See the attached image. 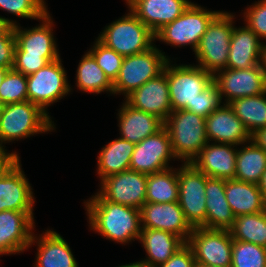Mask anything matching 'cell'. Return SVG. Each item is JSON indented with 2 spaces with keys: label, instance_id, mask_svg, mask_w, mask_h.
I'll list each match as a JSON object with an SVG mask.
<instances>
[{
  "label": "cell",
  "instance_id": "17",
  "mask_svg": "<svg viewBox=\"0 0 266 267\" xmlns=\"http://www.w3.org/2000/svg\"><path fill=\"white\" fill-rule=\"evenodd\" d=\"M141 211V228L171 232L187 243L193 227L185 218L178 201L170 203H145Z\"/></svg>",
  "mask_w": 266,
  "mask_h": 267
},
{
  "label": "cell",
  "instance_id": "6",
  "mask_svg": "<svg viewBox=\"0 0 266 267\" xmlns=\"http://www.w3.org/2000/svg\"><path fill=\"white\" fill-rule=\"evenodd\" d=\"M169 59L155 44L149 50L124 57L113 82V95L124 94L126 98L144 83L160 75Z\"/></svg>",
  "mask_w": 266,
  "mask_h": 267
},
{
  "label": "cell",
  "instance_id": "51",
  "mask_svg": "<svg viewBox=\"0 0 266 267\" xmlns=\"http://www.w3.org/2000/svg\"><path fill=\"white\" fill-rule=\"evenodd\" d=\"M4 106H5V104H4L3 101L0 99V116L2 115Z\"/></svg>",
  "mask_w": 266,
  "mask_h": 267
},
{
  "label": "cell",
  "instance_id": "52",
  "mask_svg": "<svg viewBox=\"0 0 266 267\" xmlns=\"http://www.w3.org/2000/svg\"><path fill=\"white\" fill-rule=\"evenodd\" d=\"M202 267H219V266H202Z\"/></svg>",
  "mask_w": 266,
  "mask_h": 267
},
{
  "label": "cell",
  "instance_id": "35",
  "mask_svg": "<svg viewBox=\"0 0 266 267\" xmlns=\"http://www.w3.org/2000/svg\"><path fill=\"white\" fill-rule=\"evenodd\" d=\"M231 267H266V247L233 240Z\"/></svg>",
  "mask_w": 266,
  "mask_h": 267
},
{
  "label": "cell",
  "instance_id": "49",
  "mask_svg": "<svg viewBox=\"0 0 266 267\" xmlns=\"http://www.w3.org/2000/svg\"><path fill=\"white\" fill-rule=\"evenodd\" d=\"M10 70V68H4V67H0V85L3 82L7 72Z\"/></svg>",
  "mask_w": 266,
  "mask_h": 267
},
{
  "label": "cell",
  "instance_id": "36",
  "mask_svg": "<svg viewBox=\"0 0 266 267\" xmlns=\"http://www.w3.org/2000/svg\"><path fill=\"white\" fill-rule=\"evenodd\" d=\"M0 99L5 105L28 101L26 76L10 69L0 85Z\"/></svg>",
  "mask_w": 266,
  "mask_h": 267
},
{
  "label": "cell",
  "instance_id": "23",
  "mask_svg": "<svg viewBox=\"0 0 266 267\" xmlns=\"http://www.w3.org/2000/svg\"><path fill=\"white\" fill-rule=\"evenodd\" d=\"M37 238L33 233L31 247L37 244L34 267H78V263L65 239L56 231L45 230Z\"/></svg>",
  "mask_w": 266,
  "mask_h": 267
},
{
  "label": "cell",
  "instance_id": "19",
  "mask_svg": "<svg viewBox=\"0 0 266 267\" xmlns=\"http://www.w3.org/2000/svg\"><path fill=\"white\" fill-rule=\"evenodd\" d=\"M130 10L154 34L179 17L189 0H125Z\"/></svg>",
  "mask_w": 266,
  "mask_h": 267
},
{
  "label": "cell",
  "instance_id": "38",
  "mask_svg": "<svg viewBox=\"0 0 266 267\" xmlns=\"http://www.w3.org/2000/svg\"><path fill=\"white\" fill-rule=\"evenodd\" d=\"M0 9L23 19L37 21L48 12L44 0H0Z\"/></svg>",
  "mask_w": 266,
  "mask_h": 267
},
{
  "label": "cell",
  "instance_id": "14",
  "mask_svg": "<svg viewBox=\"0 0 266 267\" xmlns=\"http://www.w3.org/2000/svg\"><path fill=\"white\" fill-rule=\"evenodd\" d=\"M147 174L126 170L106 177L98 193L107 201L136 209L146 203Z\"/></svg>",
  "mask_w": 266,
  "mask_h": 267
},
{
  "label": "cell",
  "instance_id": "46",
  "mask_svg": "<svg viewBox=\"0 0 266 267\" xmlns=\"http://www.w3.org/2000/svg\"><path fill=\"white\" fill-rule=\"evenodd\" d=\"M15 25H17L16 21L0 16V36L6 34Z\"/></svg>",
  "mask_w": 266,
  "mask_h": 267
},
{
  "label": "cell",
  "instance_id": "11",
  "mask_svg": "<svg viewBox=\"0 0 266 267\" xmlns=\"http://www.w3.org/2000/svg\"><path fill=\"white\" fill-rule=\"evenodd\" d=\"M197 267H231L233 239L228 230L195 227L187 241Z\"/></svg>",
  "mask_w": 266,
  "mask_h": 267
},
{
  "label": "cell",
  "instance_id": "22",
  "mask_svg": "<svg viewBox=\"0 0 266 267\" xmlns=\"http://www.w3.org/2000/svg\"><path fill=\"white\" fill-rule=\"evenodd\" d=\"M21 165L20 161L0 179V212L5 210L33 212L35 196Z\"/></svg>",
  "mask_w": 266,
  "mask_h": 267
},
{
  "label": "cell",
  "instance_id": "42",
  "mask_svg": "<svg viewBox=\"0 0 266 267\" xmlns=\"http://www.w3.org/2000/svg\"><path fill=\"white\" fill-rule=\"evenodd\" d=\"M16 41L13 27L0 36V67L13 68Z\"/></svg>",
  "mask_w": 266,
  "mask_h": 267
},
{
  "label": "cell",
  "instance_id": "50",
  "mask_svg": "<svg viewBox=\"0 0 266 267\" xmlns=\"http://www.w3.org/2000/svg\"><path fill=\"white\" fill-rule=\"evenodd\" d=\"M118 267H144L139 261L133 262V263H129V264H125V265H121Z\"/></svg>",
  "mask_w": 266,
  "mask_h": 267
},
{
  "label": "cell",
  "instance_id": "41",
  "mask_svg": "<svg viewBox=\"0 0 266 267\" xmlns=\"http://www.w3.org/2000/svg\"><path fill=\"white\" fill-rule=\"evenodd\" d=\"M49 63L42 55H26V52H14L13 70L29 76Z\"/></svg>",
  "mask_w": 266,
  "mask_h": 267
},
{
  "label": "cell",
  "instance_id": "48",
  "mask_svg": "<svg viewBox=\"0 0 266 267\" xmlns=\"http://www.w3.org/2000/svg\"><path fill=\"white\" fill-rule=\"evenodd\" d=\"M262 65H263V69L266 72V43L263 42V51H262Z\"/></svg>",
  "mask_w": 266,
  "mask_h": 267
},
{
  "label": "cell",
  "instance_id": "9",
  "mask_svg": "<svg viewBox=\"0 0 266 267\" xmlns=\"http://www.w3.org/2000/svg\"><path fill=\"white\" fill-rule=\"evenodd\" d=\"M167 62V82L172 111L192 105L205 87L213 81V75L196 65Z\"/></svg>",
  "mask_w": 266,
  "mask_h": 267
},
{
  "label": "cell",
  "instance_id": "34",
  "mask_svg": "<svg viewBox=\"0 0 266 267\" xmlns=\"http://www.w3.org/2000/svg\"><path fill=\"white\" fill-rule=\"evenodd\" d=\"M229 231L233 240L266 247V210L235 217L234 224Z\"/></svg>",
  "mask_w": 266,
  "mask_h": 267
},
{
  "label": "cell",
  "instance_id": "30",
  "mask_svg": "<svg viewBox=\"0 0 266 267\" xmlns=\"http://www.w3.org/2000/svg\"><path fill=\"white\" fill-rule=\"evenodd\" d=\"M240 146L237 149L234 179L258 185L266 171V151L252 140Z\"/></svg>",
  "mask_w": 266,
  "mask_h": 267
},
{
  "label": "cell",
  "instance_id": "47",
  "mask_svg": "<svg viewBox=\"0 0 266 267\" xmlns=\"http://www.w3.org/2000/svg\"><path fill=\"white\" fill-rule=\"evenodd\" d=\"M258 186L260 188V191L262 192L263 200L266 204V171L264 172Z\"/></svg>",
  "mask_w": 266,
  "mask_h": 267
},
{
  "label": "cell",
  "instance_id": "39",
  "mask_svg": "<svg viewBox=\"0 0 266 267\" xmlns=\"http://www.w3.org/2000/svg\"><path fill=\"white\" fill-rule=\"evenodd\" d=\"M223 104L217 85L212 81L205 89L198 94L192 105L184 109L207 118L213 111Z\"/></svg>",
  "mask_w": 266,
  "mask_h": 267
},
{
  "label": "cell",
  "instance_id": "37",
  "mask_svg": "<svg viewBox=\"0 0 266 267\" xmlns=\"http://www.w3.org/2000/svg\"><path fill=\"white\" fill-rule=\"evenodd\" d=\"M94 43L88 52L94 57L96 63L113 83L119 74L124 57L113 49L106 47L98 39Z\"/></svg>",
  "mask_w": 266,
  "mask_h": 267
},
{
  "label": "cell",
  "instance_id": "4",
  "mask_svg": "<svg viewBox=\"0 0 266 267\" xmlns=\"http://www.w3.org/2000/svg\"><path fill=\"white\" fill-rule=\"evenodd\" d=\"M234 16L221 10L207 27L194 52L198 66L212 75L227 68Z\"/></svg>",
  "mask_w": 266,
  "mask_h": 267
},
{
  "label": "cell",
  "instance_id": "18",
  "mask_svg": "<svg viewBox=\"0 0 266 267\" xmlns=\"http://www.w3.org/2000/svg\"><path fill=\"white\" fill-rule=\"evenodd\" d=\"M124 100L133 108L153 114L165 122L172 112L167 82V63L160 75L144 83Z\"/></svg>",
  "mask_w": 266,
  "mask_h": 267
},
{
  "label": "cell",
  "instance_id": "44",
  "mask_svg": "<svg viewBox=\"0 0 266 267\" xmlns=\"http://www.w3.org/2000/svg\"><path fill=\"white\" fill-rule=\"evenodd\" d=\"M16 151L11 153L0 147V179L12 170L21 160Z\"/></svg>",
  "mask_w": 266,
  "mask_h": 267
},
{
  "label": "cell",
  "instance_id": "45",
  "mask_svg": "<svg viewBox=\"0 0 266 267\" xmlns=\"http://www.w3.org/2000/svg\"><path fill=\"white\" fill-rule=\"evenodd\" d=\"M251 140L266 151V127L260 128L251 134Z\"/></svg>",
  "mask_w": 266,
  "mask_h": 267
},
{
  "label": "cell",
  "instance_id": "5",
  "mask_svg": "<svg viewBox=\"0 0 266 267\" xmlns=\"http://www.w3.org/2000/svg\"><path fill=\"white\" fill-rule=\"evenodd\" d=\"M100 33L97 39L123 57L149 50L155 42V34L130 10Z\"/></svg>",
  "mask_w": 266,
  "mask_h": 267
},
{
  "label": "cell",
  "instance_id": "29",
  "mask_svg": "<svg viewBox=\"0 0 266 267\" xmlns=\"http://www.w3.org/2000/svg\"><path fill=\"white\" fill-rule=\"evenodd\" d=\"M135 144L117 138L103 146L97 156V174L100 181L106 177L130 169Z\"/></svg>",
  "mask_w": 266,
  "mask_h": 267
},
{
  "label": "cell",
  "instance_id": "16",
  "mask_svg": "<svg viewBox=\"0 0 266 267\" xmlns=\"http://www.w3.org/2000/svg\"><path fill=\"white\" fill-rule=\"evenodd\" d=\"M33 212H0V255L19 254L29 248L35 228Z\"/></svg>",
  "mask_w": 266,
  "mask_h": 267
},
{
  "label": "cell",
  "instance_id": "1",
  "mask_svg": "<svg viewBox=\"0 0 266 267\" xmlns=\"http://www.w3.org/2000/svg\"><path fill=\"white\" fill-rule=\"evenodd\" d=\"M84 205L90 230L124 245L140 239V209L107 201L98 192Z\"/></svg>",
  "mask_w": 266,
  "mask_h": 267
},
{
  "label": "cell",
  "instance_id": "32",
  "mask_svg": "<svg viewBox=\"0 0 266 267\" xmlns=\"http://www.w3.org/2000/svg\"><path fill=\"white\" fill-rule=\"evenodd\" d=\"M179 184L177 169L148 174L146 186L147 203H170L178 201Z\"/></svg>",
  "mask_w": 266,
  "mask_h": 267
},
{
  "label": "cell",
  "instance_id": "26",
  "mask_svg": "<svg viewBox=\"0 0 266 267\" xmlns=\"http://www.w3.org/2000/svg\"><path fill=\"white\" fill-rule=\"evenodd\" d=\"M206 226L211 230H230L235 216L225 195V180L206 176Z\"/></svg>",
  "mask_w": 266,
  "mask_h": 267
},
{
  "label": "cell",
  "instance_id": "43",
  "mask_svg": "<svg viewBox=\"0 0 266 267\" xmlns=\"http://www.w3.org/2000/svg\"><path fill=\"white\" fill-rule=\"evenodd\" d=\"M158 267H197L191 247L185 243L172 257Z\"/></svg>",
  "mask_w": 266,
  "mask_h": 267
},
{
  "label": "cell",
  "instance_id": "21",
  "mask_svg": "<svg viewBox=\"0 0 266 267\" xmlns=\"http://www.w3.org/2000/svg\"><path fill=\"white\" fill-rule=\"evenodd\" d=\"M208 142L239 146L251 141V134L229 104H222L205 118Z\"/></svg>",
  "mask_w": 266,
  "mask_h": 267
},
{
  "label": "cell",
  "instance_id": "40",
  "mask_svg": "<svg viewBox=\"0 0 266 267\" xmlns=\"http://www.w3.org/2000/svg\"><path fill=\"white\" fill-rule=\"evenodd\" d=\"M245 25L261 40H266V0L254 2L243 12Z\"/></svg>",
  "mask_w": 266,
  "mask_h": 267
},
{
  "label": "cell",
  "instance_id": "28",
  "mask_svg": "<svg viewBox=\"0 0 266 267\" xmlns=\"http://www.w3.org/2000/svg\"><path fill=\"white\" fill-rule=\"evenodd\" d=\"M225 195L235 217L266 210L262 192L257 184L225 180Z\"/></svg>",
  "mask_w": 266,
  "mask_h": 267
},
{
  "label": "cell",
  "instance_id": "13",
  "mask_svg": "<svg viewBox=\"0 0 266 267\" xmlns=\"http://www.w3.org/2000/svg\"><path fill=\"white\" fill-rule=\"evenodd\" d=\"M177 159L172 150L170 135L165 126L137 143L131 156L130 170L153 174L172 168L169 161Z\"/></svg>",
  "mask_w": 266,
  "mask_h": 267
},
{
  "label": "cell",
  "instance_id": "31",
  "mask_svg": "<svg viewBox=\"0 0 266 267\" xmlns=\"http://www.w3.org/2000/svg\"><path fill=\"white\" fill-rule=\"evenodd\" d=\"M76 86L82 92L113 94V83L96 63L94 57L86 52L81 58L76 70Z\"/></svg>",
  "mask_w": 266,
  "mask_h": 267
},
{
  "label": "cell",
  "instance_id": "20",
  "mask_svg": "<svg viewBox=\"0 0 266 267\" xmlns=\"http://www.w3.org/2000/svg\"><path fill=\"white\" fill-rule=\"evenodd\" d=\"M236 155V145L208 142L190 163L208 177L230 180L235 178Z\"/></svg>",
  "mask_w": 266,
  "mask_h": 267
},
{
  "label": "cell",
  "instance_id": "33",
  "mask_svg": "<svg viewBox=\"0 0 266 267\" xmlns=\"http://www.w3.org/2000/svg\"><path fill=\"white\" fill-rule=\"evenodd\" d=\"M228 104L250 134L266 127V92L255 96L237 98Z\"/></svg>",
  "mask_w": 266,
  "mask_h": 267
},
{
  "label": "cell",
  "instance_id": "2",
  "mask_svg": "<svg viewBox=\"0 0 266 267\" xmlns=\"http://www.w3.org/2000/svg\"><path fill=\"white\" fill-rule=\"evenodd\" d=\"M55 128L50 115L30 101L6 104L0 116V147Z\"/></svg>",
  "mask_w": 266,
  "mask_h": 267
},
{
  "label": "cell",
  "instance_id": "8",
  "mask_svg": "<svg viewBox=\"0 0 266 267\" xmlns=\"http://www.w3.org/2000/svg\"><path fill=\"white\" fill-rule=\"evenodd\" d=\"M26 78L28 101L39 106L47 114V108L51 104L63 99L72 90L61 58L47 63Z\"/></svg>",
  "mask_w": 266,
  "mask_h": 267
},
{
  "label": "cell",
  "instance_id": "7",
  "mask_svg": "<svg viewBox=\"0 0 266 267\" xmlns=\"http://www.w3.org/2000/svg\"><path fill=\"white\" fill-rule=\"evenodd\" d=\"M221 11H211L193 2L174 21L155 33V40L175 47L191 46L195 52L202 35Z\"/></svg>",
  "mask_w": 266,
  "mask_h": 267
},
{
  "label": "cell",
  "instance_id": "25",
  "mask_svg": "<svg viewBox=\"0 0 266 267\" xmlns=\"http://www.w3.org/2000/svg\"><path fill=\"white\" fill-rule=\"evenodd\" d=\"M118 110L120 138L135 145L164 126V122L157 116L137 110L126 101Z\"/></svg>",
  "mask_w": 266,
  "mask_h": 267
},
{
  "label": "cell",
  "instance_id": "10",
  "mask_svg": "<svg viewBox=\"0 0 266 267\" xmlns=\"http://www.w3.org/2000/svg\"><path fill=\"white\" fill-rule=\"evenodd\" d=\"M179 184L178 204L190 225L206 226V175L191 163H182L177 168Z\"/></svg>",
  "mask_w": 266,
  "mask_h": 267
},
{
  "label": "cell",
  "instance_id": "15",
  "mask_svg": "<svg viewBox=\"0 0 266 267\" xmlns=\"http://www.w3.org/2000/svg\"><path fill=\"white\" fill-rule=\"evenodd\" d=\"M39 21L42 23L29 29H23L19 23L13 26L16 41L14 52L42 55L48 62L55 61L60 58V55L53 35L54 23L49 11Z\"/></svg>",
  "mask_w": 266,
  "mask_h": 267
},
{
  "label": "cell",
  "instance_id": "24",
  "mask_svg": "<svg viewBox=\"0 0 266 267\" xmlns=\"http://www.w3.org/2000/svg\"><path fill=\"white\" fill-rule=\"evenodd\" d=\"M263 41L246 25L233 28L227 68L247 69L261 64Z\"/></svg>",
  "mask_w": 266,
  "mask_h": 267
},
{
  "label": "cell",
  "instance_id": "12",
  "mask_svg": "<svg viewBox=\"0 0 266 267\" xmlns=\"http://www.w3.org/2000/svg\"><path fill=\"white\" fill-rule=\"evenodd\" d=\"M223 104L266 92V72L262 63L247 69L226 68L213 75Z\"/></svg>",
  "mask_w": 266,
  "mask_h": 267
},
{
  "label": "cell",
  "instance_id": "27",
  "mask_svg": "<svg viewBox=\"0 0 266 267\" xmlns=\"http://www.w3.org/2000/svg\"><path fill=\"white\" fill-rule=\"evenodd\" d=\"M139 242L147 257L139 262L144 267H158L167 262L185 242L171 232L142 228Z\"/></svg>",
  "mask_w": 266,
  "mask_h": 267
},
{
  "label": "cell",
  "instance_id": "3",
  "mask_svg": "<svg viewBox=\"0 0 266 267\" xmlns=\"http://www.w3.org/2000/svg\"><path fill=\"white\" fill-rule=\"evenodd\" d=\"M177 160L190 163L208 143L205 118L185 109L174 110L164 122Z\"/></svg>",
  "mask_w": 266,
  "mask_h": 267
}]
</instances>
